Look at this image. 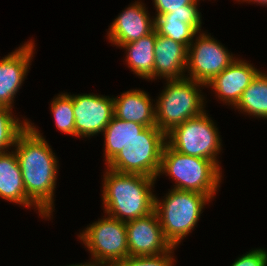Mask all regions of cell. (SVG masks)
Returning <instances> with one entry per match:
<instances>
[{"label":"cell","mask_w":267,"mask_h":266,"mask_svg":"<svg viewBox=\"0 0 267 266\" xmlns=\"http://www.w3.org/2000/svg\"><path fill=\"white\" fill-rule=\"evenodd\" d=\"M26 196L35 204L42 217L53 212L54 190L58 161L40 131L32 123L18 136L15 143Z\"/></svg>","instance_id":"1"},{"label":"cell","mask_w":267,"mask_h":266,"mask_svg":"<svg viewBox=\"0 0 267 266\" xmlns=\"http://www.w3.org/2000/svg\"><path fill=\"white\" fill-rule=\"evenodd\" d=\"M104 175L102 204L109 216L128 222L154 211L155 195L151 187L156 178L119 173L109 168Z\"/></svg>","instance_id":"2"},{"label":"cell","mask_w":267,"mask_h":266,"mask_svg":"<svg viewBox=\"0 0 267 266\" xmlns=\"http://www.w3.org/2000/svg\"><path fill=\"white\" fill-rule=\"evenodd\" d=\"M166 173L175 180L173 189L193 191L214 197L220 187V168L211 160L179 153L167 143L162 152L159 175Z\"/></svg>","instance_id":"3"},{"label":"cell","mask_w":267,"mask_h":266,"mask_svg":"<svg viewBox=\"0 0 267 266\" xmlns=\"http://www.w3.org/2000/svg\"><path fill=\"white\" fill-rule=\"evenodd\" d=\"M207 202L210 198L206 194L176 189H171L162 202L155 197L154 210L172 247L193 230Z\"/></svg>","instance_id":"4"},{"label":"cell","mask_w":267,"mask_h":266,"mask_svg":"<svg viewBox=\"0 0 267 266\" xmlns=\"http://www.w3.org/2000/svg\"><path fill=\"white\" fill-rule=\"evenodd\" d=\"M166 84L155 103L156 126L165 134L205 111L199 87H206L205 84L186 77L167 80Z\"/></svg>","instance_id":"5"},{"label":"cell","mask_w":267,"mask_h":266,"mask_svg":"<svg viewBox=\"0 0 267 266\" xmlns=\"http://www.w3.org/2000/svg\"><path fill=\"white\" fill-rule=\"evenodd\" d=\"M166 140V134L157 126L146 127L106 167L119 173L140 174L157 179Z\"/></svg>","instance_id":"6"},{"label":"cell","mask_w":267,"mask_h":266,"mask_svg":"<svg viewBox=\"0 0 267 266\" xmlns=\"http://www.w3.org/2000/svg\"><path fill=\"white\" fill-rule=\"evenodd\" d=\"M91 253V266H117L129 256L126 224L111 216L92 223L78 235Z\"/></svg>","instance_id":"7"},{"label":"cell","mask_w":267,"mask_h":266,"mask_svg":"<svg viewBox=\"0 0 267 266\" xmlns=\"http://www.w3.org/2000/svg\"><path fill=\"white\" fill-rule=\"evenodd\" d=\"M217 129L204 111L174 127L166 134V142L179 153L209 159L220 168L216 156L222 144Z\"/></svg>","instance_id":"8"},{"label":"cell","mask_w":267,"mask_h":266,"mask_svg":"<svg viewBox=\"0 0 267 266\" xmlns=\"http://www.w3.org/2000/svg\"><path fill=\"white\" fill-rule=\"evenodd\" d=\"M234 60L232 53L230 55L220 42L202 33L188 47L186 71L190 76L186 78L207 85Z\"/></svg>","instance_id":"9"},{"label":"cell","mask_w":267,"mask_h":266,"mask_svg":"<svg viewBox=\"0 0 267 266\" xmlns=\"http://www.w3.org/2000/svg\"><path fill=\"white\" fill-rule=\"evenodd\" d=\"M75 137L103 132L114 116L113 98L93 94L73 95Z\"/></svg>","instance_id":"10"},{"label":"cell","mask_w":267,"mask_h":266,"mask_svg":"<svg viewBox=\"0 0 267 266\" xmlns=\"http://www.w3.org/2000/svg\"><path fill=\"white\" fill-rule=\"evenodd\" d=\"M129 256H153L168 252L172 246L165 239L155 210L146 216L125 222Z\"/></svg>","instance_id":"11"},{"label":"cell","mask_w":267,"mask_h":266,"mask_svg":"<svg viewBox=\"0 0 267 266\" xmlns=\"http://www.w3.org/2000/svg\"><path fill=\"white\" fill-rule=\"evenodd\" d=\"M34 47L28 41L0 60V106L13 107V99L29 71Z\"/></svg>","instance_id":"12"},{"label":"cell","mask_w":267,"mask_h":266,"mask_svg":"<svg viewBox=\"0 0 267 266\" xmlns=\"http://www.w3.org/2000/svg\"><path fill=\"white\" fill-rule=\"evenodd\" d=\"M147 12L143 4L137 1L122 11L108 31L110 42L120 47L153 32L155 19H151Z\"/></svg>","instance_id":"13"},{"label":"cell","mask_w":267,"mask_h":266,"mask_svg":"<svg viewBox=\"0 0 267 266\" xmlns=\"http://www.w3.org/2000/svg\"><path fill=\"white\" fill-rule=\"evenodd\" d=\"M259 72L252 64L235 59L206 86L212 87L221 101L235 107Z\"/></svg>","instance_id":"14"},{"label":"cell","mask_w":267,"mask_h":266,"mask_svg":"<svg viewBox=\"0 0 267 266\" xmlns=\"http://www.w3.org/2000/svg\"><path fill=\"white\" fill-rule=\"evenodd\" d=\"M187 48L168 37L156 33L154 79H182L187 67Z\"/></svg>","instance_id":"15"},{"label":"cell","mask_w":267,"mask_h":266,"mask_svg":"<svg viewBox=\"0 0 267 266\" xmlns=\"http://www.w3.org/2000/svg\"><path fill=\"white\" fill-rule=\"evenodd\" d=\"M150 96L141 90H129L113 98L114 117L145 127L156 126L155 107Z\"/></svg>","instance_id":"16"},{"label":"cell","mask_w":267,"mask_h":266,"mask_svg":"<svg viewBox=\"0 0 267 266\" xmlns=\"http://www.w3.org/2000/svg\"><path fill=\"white\" fill-rule=\"evenodd\" d=\"M0 197L24 207L35 206L26 196L20 164L14 151L0 154Z\"/></svg>","instance_id":"17"},{"label":"cell","mask_w":267,"mask_h":266,"mask_svg":"<svg viewBox=\"0 0 267 266\" xmlns=\"http://www.w3.org/2000/svg\"><path fill=\"white\" fill-rule=\"evenodd\" d=\"M156 40V31L141 37L138 40L123 44L126 53V62L128 67L140 78L154 79V48Z\"/></svg>","instance_id":"18"},{"label":"cell","mask_w":267,"mask_h":266,"mask_svg":"<svg viewBox=\"0 0 267 266\" xmlns=\"http://www.w3.org/2000/svg\"><path fill=\"white\" fill-rule=\"evenodd\" d=\"M144 125L112 117L104 129L105 161L108 164L123 148L127 149L133 140L145 129Z\"/></svg>","instance_id":"19"},{"label":"cell","mask_w":267,"mask_h":266,"mask_svg":"<svg viewBox=\"0 0 267 266\" xmlns=\"http://www.w3.org/2000/svg\"><path fill=\"white\" fill-rule=\"evenodd\" d=\"M235 108L250 116L267 119V74L259 72L243 91Z\"/></svg>","instance_id":"20"},{"label":"cell","mask_w":267,"mask_h":266,"mask_svg":"<svg viewBox=\"0 0 267 266\" xmlns=\"http://www.w3.org/2000/svg\"><path fill=\"white\" fill-rule=\"evenodd\" d=\"M157 34L168 37L183 44L187 49L198 33L190 24L183 22V19L167 18L164 14L154 17Z\"/></svg>","instance_id":"21"},{"label":"cell","mask_w":267,"mask_h":266,"mask_svg":"<svg viewBox=\"0 0 267 266\" xmlns=\"http://www.w3.org/2000/svg\"><path fill=\"white\" fill-rule=\"evenodd\" d=\"M29 126V121L23 123L13 117L12 108L0 106V154L6 153L15 146L18 136Z\"/></svg>","instance_id":"22"},{"label":"cell","mask_w":267,"mask_h":266,"mask_svg":"<svg viewBox=\"0 0 267 266\" xmlns=\"http://www.w3.org/2000/svg\"><path fill=\"white\" fill-rule=\"evenodd\" d=\"M58 130L75 136V117L72 95L62 93L51 103V109Z\"/></svg>","instance_id":"23"},{"label":"cell","mask_w":267,"mask_h":266,"mask_svg":"<svg viewBox=\"0 0 267 266\" xmlns=\"http://www.w3.org/2000/svg\"><path fill=\"white\" fill-rule=\"evenodd\" d=\"M175 247L168 252L153 256H128L117 266H173V256L171 255Z\"/></svg>","instance_id":"24"},{"label":"cell","mask_w":267,"mask_h":266,"mask_svg":"<svg viewBox=\"0 0 267 266\" xmlns=\"http://www.w3.org/2000/svg\"><path fill=\"white\" fill-rule=\"evenodd\" d=\"M198 1L193 4L185 5V9L174 10L173 12L165 13L167 18L183 19V22L190 24L197 32L201 30V13L198 11Z\"/></svg>","instance_id":"25"},{"label":"cell","mask_w":267,"mask_h":266,"mask_svg":"<svg viewBox=\"0 0 267 266\" xmlns=\"http://www.w3.org/2000/svg\"><path fill=\"white\" fill-rule=\"evenodd\" d=\"M231 266H267V252L255 249L240 256Z\"/></svg>","instance_id":"26"},{"label":"cell","mask_w":267,"mask_h":266,"mask_svg":"<svg viewBox=\"0 0 267 266\" xmlns=\"http://www.w3.org/2000/svg\"><path fill=\"white\" fill-rule=\"evenodd\" d=\"M157 14H165L178 9H185V5L193 4L196 0H153Z\"/></svg>","instance_id":"27"},{"label":"cell","mask_w":267,"mask_h":266,"mask_svg":"<svg viewBox=\"0 0 267 266\" xmlns=\"http://www.w3.org/2000/svg\"><path fill=\"white\" fill-rule=\"evenodd\" d=\"M238 1H239V0H238ZM241 1H243V2H244V1H245V2L248 1V2H254V3H255V2H256V3L258 2L259 5L262 4L263 6H264V5L267 6V0H241Z\"/></svg>","instance_id":"28"},{"label":"cell","mask_w":267,"mask_h":266,"mask_svg":"<svg viewBox=\"0 0 267 266\" xmlns=\"http://www.w3.org/2000/svg\"><path fill=\"white\" fill-rule=\"evenodd\" d=\"M87 265H88L87 263L86 264H82L81 263V264H77V265L76 264L75 265L73 264V265H68V266H87Z\"/></svg>","instance_id":"29"}]
</instances>
